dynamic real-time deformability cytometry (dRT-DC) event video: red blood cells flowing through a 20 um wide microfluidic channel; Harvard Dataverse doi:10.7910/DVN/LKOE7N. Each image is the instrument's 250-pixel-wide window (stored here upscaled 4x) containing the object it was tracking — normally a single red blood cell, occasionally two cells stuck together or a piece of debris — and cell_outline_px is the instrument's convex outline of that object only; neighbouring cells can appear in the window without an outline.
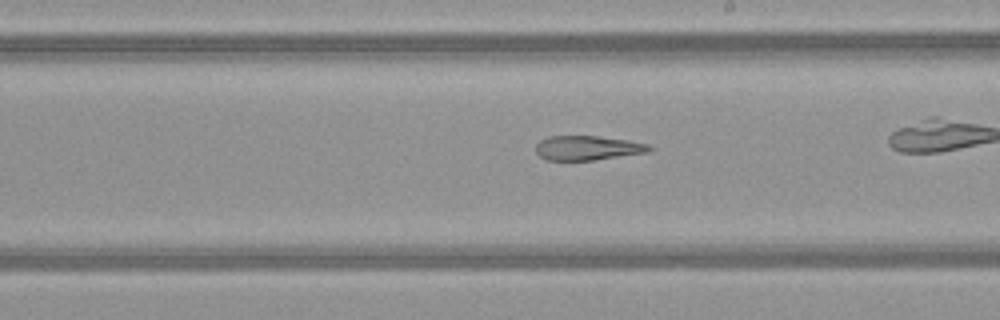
{"species": "common noctule bat (a hibernating species)", "species_latin": "Nyctalus noctula", "temperature_condition": "warm", "stored_images_in_passage": 27, "camera_frame_rate_fps": 3000, "um_per_image_px": 0.085, "animal": {"sex": "female", "body_mass_g": 21.9}, "frame": {"image": 1, "passage_image": 16, "time_ms": 5.0, "image_size_px": [1000, 320], "cell_outline_px": [[652, 148], [648, 152], [592, 160], [544, 160], [536, 152], [536, 144], [540, 140], [548, 136], [596, 136], [628, 140], [648, 144]], "centroid_in_image_um": [49.9, 12.57], "position_along_channel_um": 239.1, "area_um2": 16.07}}
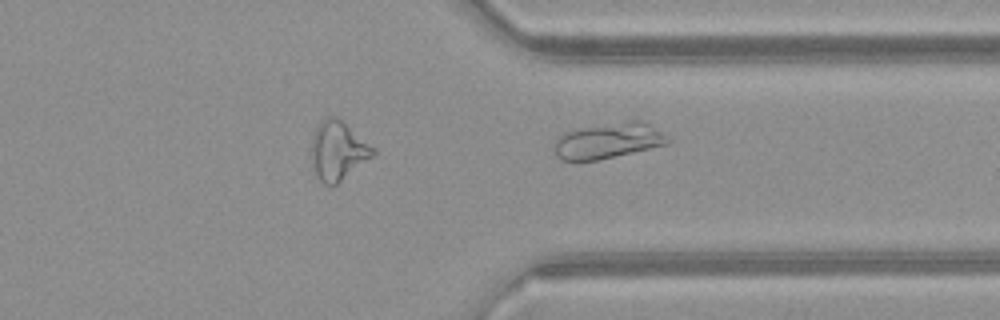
{"frame": {"image": 2, "passage_image": 27, "time_ms": 8.667, "image_size_px": [1000, 320], "cell_outline_px": [[672, 140], [668, 144], [596, 160], [560, 160], [556, 156], [552, 144], [556, 136], [564, 132], [584, 128], [632, 120], [644, 120], [668, 136]], "centroid_in_image_um": [51.69, 11.96], "position_along_channel_um": 359.7, "area_um2": 23.52}}